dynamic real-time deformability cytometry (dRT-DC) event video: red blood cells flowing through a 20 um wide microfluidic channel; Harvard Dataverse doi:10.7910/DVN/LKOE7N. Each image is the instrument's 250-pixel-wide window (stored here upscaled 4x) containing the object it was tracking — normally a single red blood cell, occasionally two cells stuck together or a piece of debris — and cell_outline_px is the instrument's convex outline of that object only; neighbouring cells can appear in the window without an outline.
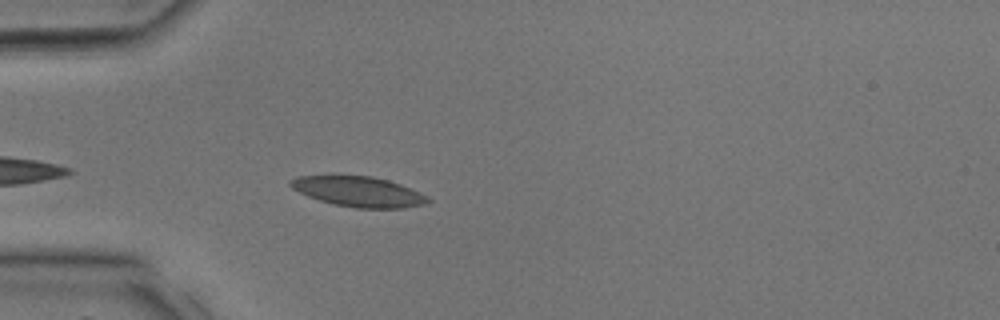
{"species": "common noctule bat (a hibernating species)", "species_latin": "Nyctalus noctula", "temperature_condition": "room temperature", "stored_images_in_passage": 5, "camera_frame_rate_fps": 3000, "um_per_image_px": 0.085, "animal": {"sex": "male", "body_mass_g": 17.9, "forearm_length_mm": 54.2}, "frame": {"image": 1, "passage_image": 2, "time_ms": 0.333, "image_size_px": [1000, 320], "cell_outline_px": [[432, 200], [424, 204], [404, 208], [356, 208], [332, 204], [308, 196], [292, 188], [288, 184], [288, 180], [296, 176], [372, 176], [388, 180], [400, 184], [428, 196]], "centroid_in_image_um": [30.47, 16.29], "position_along_channel_um": 54.5, "area_um2": 24.1}}